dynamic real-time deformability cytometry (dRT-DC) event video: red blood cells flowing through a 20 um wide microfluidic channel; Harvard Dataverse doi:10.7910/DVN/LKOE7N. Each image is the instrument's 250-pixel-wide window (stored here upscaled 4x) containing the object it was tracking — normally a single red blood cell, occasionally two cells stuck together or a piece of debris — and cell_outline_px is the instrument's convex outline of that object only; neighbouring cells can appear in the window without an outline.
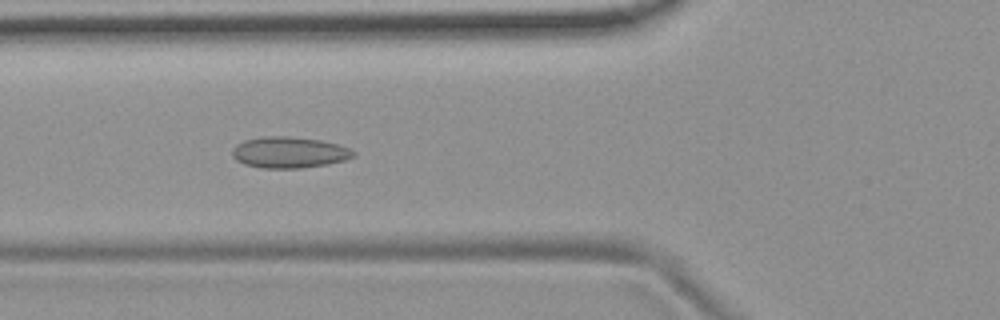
{"species": "common noctule bat (a hibernating species)", "species_latin": "Nyctalus noctula", "temperature_condition": "room temperature", "stored_images_in_passage": 54, "camera_frame_rate_fps": 3000, "um_per_image_px": 0.085, "animal": {"sex": "female", "body_mass_g": 19.9}, "frame": {"image": 1, "passage_image": 20, "time_ms": 6.333, "image_size_px": [1000, 320], "cell_outline_px": [[356, 152], [352, 156], [344, 160], [328, 164], [300, 168], [260, 168], [244, 164], [236, 160], [232, 156], [232, 148], [236, 144], [244, 140], [264, 136], [288, 136], [320, 140], [340, 144]], "centroid_in_image_um": [24.55, 12.95], "position_along_channel_um": 101.3, "area_um2": 22.08}}
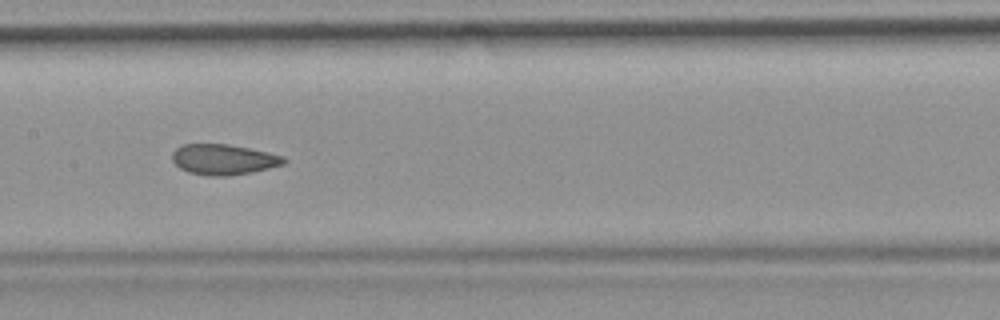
{"frame": {"image": 2, "passage_image": 27, "time_ms": 8.667, "image_size_px": [1000, 320], "cell_outline_px": [[288, 160], [284, 164], [252, 172], [228, 176], [208, 176], [188, 172], [180, 168], [172, 160], [172, 152], [176, 148], [184, 144], [228, 144], [248, 148], [284, 156]], "centroid_in_image_um": [18.99, 13.56], "position_along_channel_um": 188.4, "area_um2": 19.83}}
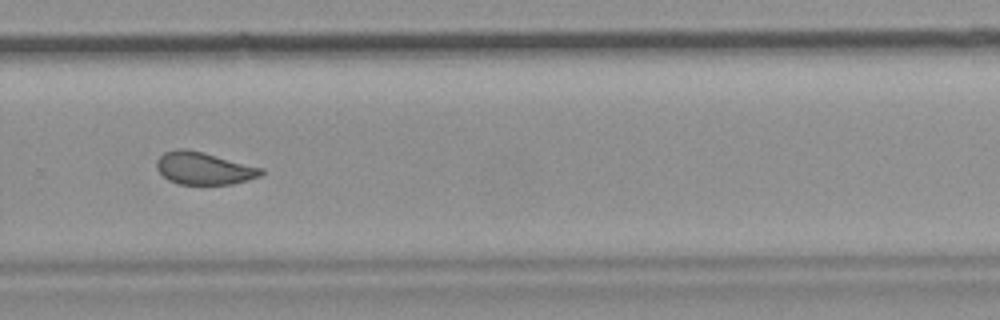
{"frame": {"image": 3, "passage_image": 37, "time_ms": 12.0, "image_size_px": [1000, 320], "cell_outline_px": [[264, 172], [260, 176], [248, 180], [232, 184], [180, 184], [168, 180], [156, 168], [156, 160], [164, 152], [176, 148], [184, 148], [264, 168]], "centroid_in_image_um": [17.31, 14.31], "position_along_channel_um": 312.5, "area_um2": 19.59}, "authors_computed_cell_mechanics": {"area_um2": 20.8658, "velocity_mm_per_s": 3.7452, "shape_relaxation_time_tau1_ms": null, "shape_relaxation_time_tau2_ms": 1.7485, "deformation_change_tau1": null, "deformation_change_tau2": 0.0653}}